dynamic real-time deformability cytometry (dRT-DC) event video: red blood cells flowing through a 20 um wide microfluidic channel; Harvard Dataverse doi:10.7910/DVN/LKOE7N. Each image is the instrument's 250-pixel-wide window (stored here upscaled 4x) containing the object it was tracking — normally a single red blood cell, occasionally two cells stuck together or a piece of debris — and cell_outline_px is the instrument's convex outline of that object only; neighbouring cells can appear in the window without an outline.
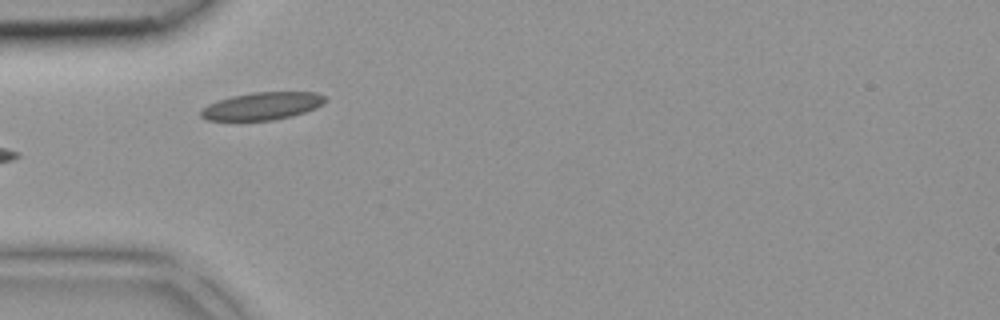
{"species": "common noctule bat (a hibernating species)", "species_latin": "Nyctalus noctula", "temperature_condition": "room temperature", "stored_images_in_passage": 29, "camera_frame_rate_fps": 3000, "um_per_image_px": 0.085, "animal": {"sex": "female", "body_mass_g": 18.4}, "frame": {"image": 1, "passage_image": 1, "time_ms": 0.0, "image_size_px": [1000, 320], "cell_outline_px": [[328, 100], [316, 108], [292, 116], [272, 120], [208, 120], [200, 116], [200, 112], [208, 104], [232, 96], [252, 92], [316, 92], [328, 96]], "centroid_in_image_um": [22.35, 9.0], "position_along_channel_um": 62.7, "area_um2": 19.94}}
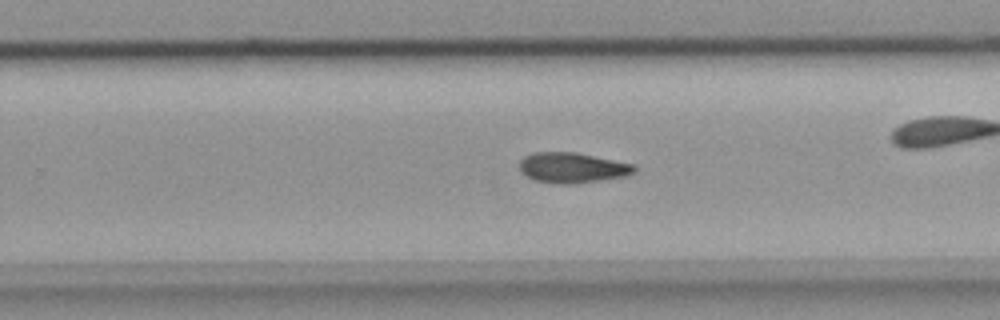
{"frame": {"image": 2, "passage_image": 13, "time_ms": 4.0, "image_size_px": [1000, 320], "cell_outline_px": [[636, 172], [628, 176], [604, 180], [572, 184], [556, 184], [536, 180], [528, 176], [520, 168], [520, 160], [524, 156], [532, 152], [576, 152], [636, 164]], "centroid_in_image_um": [48.72, 14.25], "position_along_channel_um": 281.1, "area_um2": 20.52}}
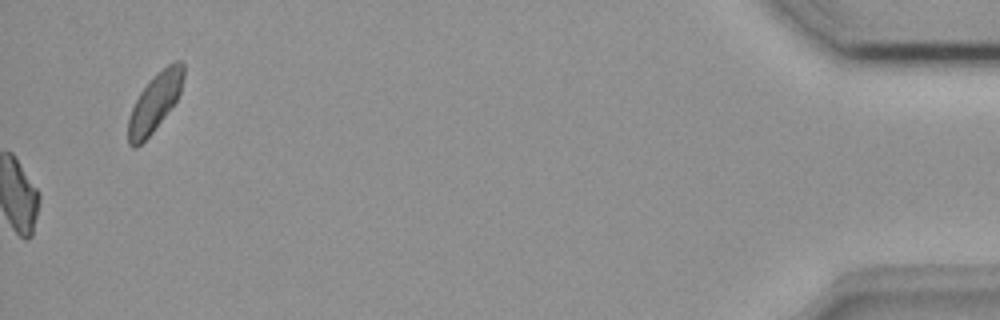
{"frame": {"image": 3, "passage_image": 29, "time_ms": 9.333, "image_size_px": [1000, 320], "cell_outline_px": [[184, 76], [180, 92], [176, 100], [152, 132], [136, 148], [132, 148], [128, 144], [128, 116], [140, 92], [168, 64], [176, 60], [180, 60], [184, 64]], "centroid_in_image_um": [13.15, 8.72], "position_along_channel_um": 422.1, "area_um2": 18.09}}